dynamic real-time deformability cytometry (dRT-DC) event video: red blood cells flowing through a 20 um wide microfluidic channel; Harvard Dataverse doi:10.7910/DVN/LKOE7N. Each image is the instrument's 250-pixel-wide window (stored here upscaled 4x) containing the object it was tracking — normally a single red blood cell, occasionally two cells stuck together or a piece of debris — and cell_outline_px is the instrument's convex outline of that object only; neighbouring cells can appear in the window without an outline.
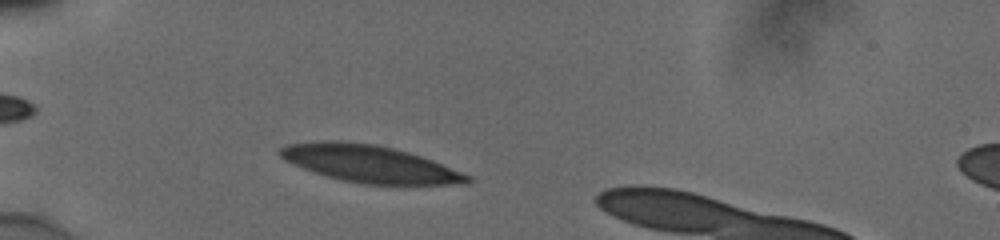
{"species": "human", "species_latin": "Homo sapiens", "temperature_condition": "cold", "stored_images_in_passage": 39, "camera_frame_rate_fps": 3000, "um_per_image_px": 0.085, "donor": {"sex": "male"}, "frame": {"image": 1, "passage_image": 6, "time_ms": 1.667, "image_size_px": [1000, 240], "cell_outline_px": [[472, 180], [468, 184], [360, 184], [340, 180], [312, 172], [292, 164], [284, 160], [276, 152], [280, 148], [288, 144], [320, 140], [340, 140], [380, 144], [408, 152], [432, 160], [472, 176]], "centroid_in_image_um": [31.37, 13.91], "position_along_channel_um": 53.6, "area_um2": 40.98}}
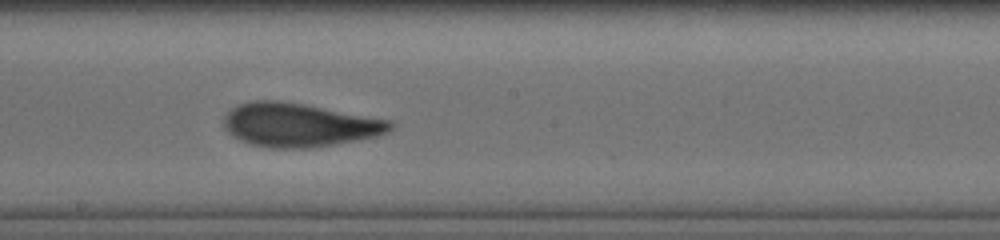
{"frame": {"image": 2, "passage_image": 21, "time_ms": 6.667, "image_size_px": [1000, 240], "cell_outline_px": [[396, 128], [388, 132], [376, 136], [356, 140], [308, 148], [268, 148], [252, 144], [240, 140], [232, 136], [224, 128], [224, 116], [236, 104], [256, 100], [276, 100], [304, 104], [392, 120], [396, 124]], "centroid_in_image_um": [25.44, 10.61], "position_along_channel_um": 222.8, "area_um2": 42.48}}
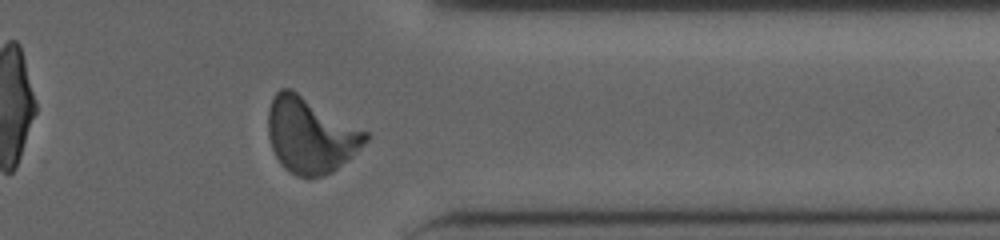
{"frame": {"image": 3, "passage_image": 34, "time_ms": 11.0, "image_size_px": [1000, 240], "cell_outline_px": [[368, 140], [332, 172], [308, 180], [296, 176], [284, 168], [280, 164], [272, 148], [268, 136], [268, 108], [272, 96], [280, 88], [292, 88], [368, 132]], "centroid_in_image_um": [26.34, 11.48], "position_along_channel_um": 385.1, "area_um2": 43.06}, "authors_computed_cell_mechanics": {"area_um2": 41.038, "velocity_mm_per_s": 3.8413, "shape_relaxation_time_tau1_ms": 3.5072, "shape_relaxation_time_tau2_ms": 1.3871, "deformation_change_tau1": 0.1521, "deformation_change_tau2": 0.0752}}